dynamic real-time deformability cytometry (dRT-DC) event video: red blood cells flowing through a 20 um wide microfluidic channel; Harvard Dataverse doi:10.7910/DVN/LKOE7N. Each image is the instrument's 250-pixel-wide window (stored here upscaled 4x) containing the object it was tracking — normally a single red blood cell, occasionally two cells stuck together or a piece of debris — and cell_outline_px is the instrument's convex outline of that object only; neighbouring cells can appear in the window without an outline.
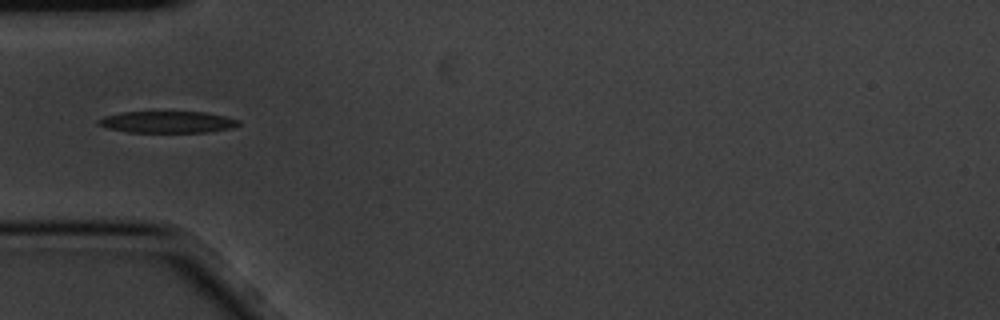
{"species": "common noctule bat (a hibernating species)", "species_latin": "Nyctalus noctula", "temperature_condition": "cold", "stored_images_in_passage": 7, "camera_frame_rate_fps": 3000, "um_per_image_px": 0.085, "animal": {"sex": "male", "body_mass_g": 20.1, "forearm_length_mm": 53.5}, "frame": {"image": 1, "passage_image": 4, "time_ms": 1.0, "image_size_px": [1000, 320], "cell_outline_px": [[240, 124], [236, 128], [204, 132], [128, 132], [108, 128], [96, 124], [96, 120], [104, 116], [120, 112], [204, 112], [224, 116], [240, 120]], "centroid_in_image_um": [14.23, 10.37], "position_along_channel_um": 70.8, "area_um2": 17.8}}
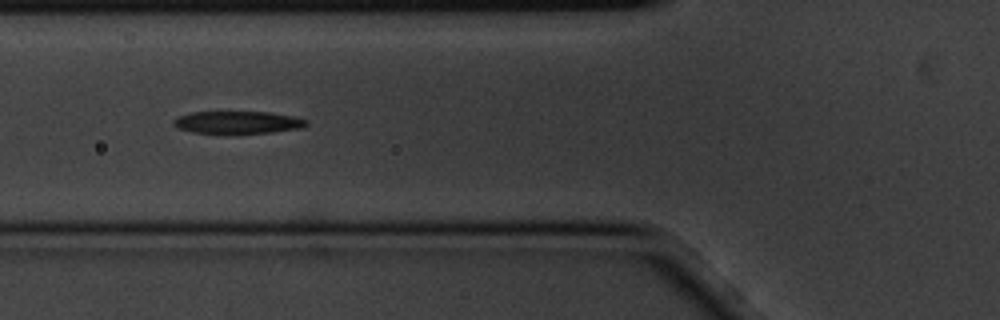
{"frame": {"image": 2, "passage_image": 5, "time_ms": 1.333, "image_size_px": [1000, 320], "cell_outline_px": [[308, 124], [300, 128], [272, 132], [236, 136], [192, 132], [176, 128], [172, 124], [172, 120], [180, 116], [192, 112], [268, 112], [292, 116], [308, 120]], "centroid_in_image_um": [20.16, 10.44], "position_along_channel_um": 105.6, "area_um2": 18.09}}